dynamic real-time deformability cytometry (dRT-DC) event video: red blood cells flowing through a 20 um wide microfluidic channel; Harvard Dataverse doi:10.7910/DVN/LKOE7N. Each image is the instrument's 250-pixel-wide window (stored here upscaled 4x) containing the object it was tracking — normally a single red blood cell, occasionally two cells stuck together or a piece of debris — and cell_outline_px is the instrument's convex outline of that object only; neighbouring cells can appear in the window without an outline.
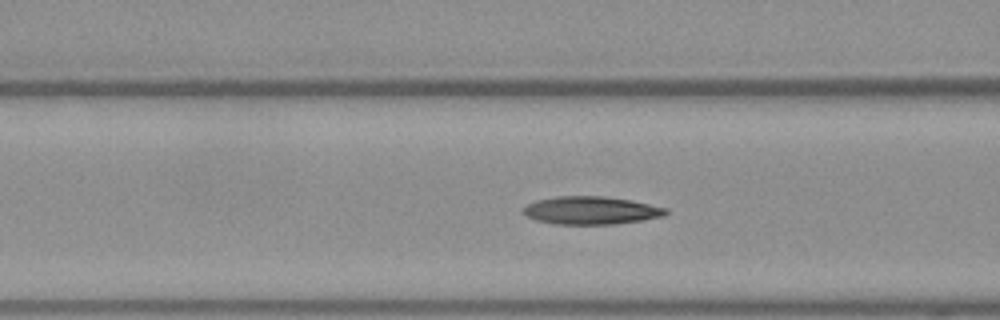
{"species": "Egyptian fruit bat (a non-hibernating species)", "species_latin": "Rousettus aegyptiacus", "temperature_condition": "warm", "stored_images_in_passage": 50, "camera_frame_rate_fps": 3000, "um_per_image_px": 0.085, "frame": {"image": 1, "passage_image": 19, "time_ms": 6.0, "image_size_px": [1000, 320], "cell_outline_px": [[668, 212], [664, 216], [644, 220], [612, 224], [552, 224], [536, 220], [520, 212], [528, 204], [536, 200], [556, 196], [604, 196], [632, 200], [668, 208]], "centroid_in_image_um": [50.25, 17.88], "position_along_channel_um": 116.4, "area_um2": 23.35}}
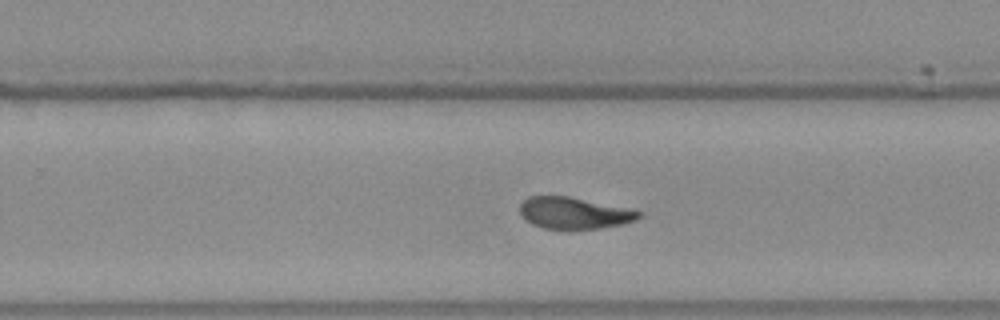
{"frame": {"image": 2, "passage_image": 32, "time_ms": 10.333, "image_size_px": [1000, 320], "cell_outline_px": [[640, 216], [636, 220], [624, 224], [600, 228], [544, 228], [532, 224], [524, 220], [520, 216], [520, 204], [528, 196], [568, 196], [636, 208], [640, 212]], "centroid_in_image_um": [48.83, 18.08], "position_along_channel_um": 281.0, "area_um2": 22.2}}
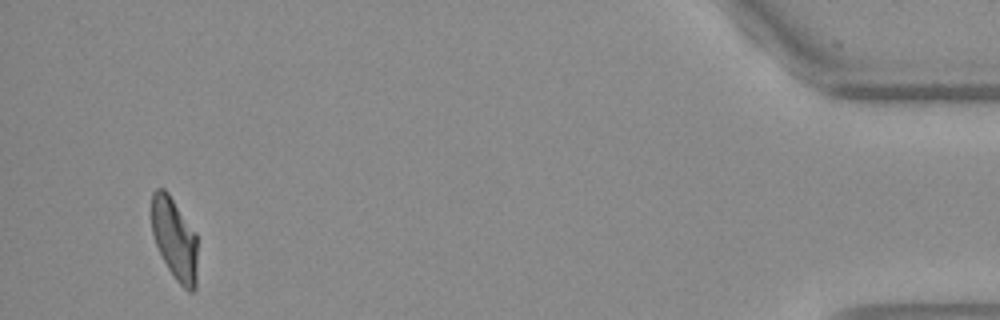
{"frame": {"image": 3, "passage_image": 49, "time_ms": 16.0, "image_size_px": [1000, 320], "cell_outline_px": [[196, 288], [192, 292], [188, 292], [176, 280], [168, 268], [156, 244], [152, 232], [152, 192], [156, 188], [164, 188], [168, 192], [196, 232]], "centroid_in_image_um": [14.84, 20.29], "position_along_channel_um": 420.4, "area_um2": 21.79}, "authors_computed_cell_mechanics": {"area_um2": 22.5998, "velocity_mm_per_s": 3.804, "shape_relaxation_time_tau1_ms": null, "shape_relaxation_time_tau2_ms": 2.7691, "deformation_change_tau1": null, "deformation_change_tau2": 0.0911}}